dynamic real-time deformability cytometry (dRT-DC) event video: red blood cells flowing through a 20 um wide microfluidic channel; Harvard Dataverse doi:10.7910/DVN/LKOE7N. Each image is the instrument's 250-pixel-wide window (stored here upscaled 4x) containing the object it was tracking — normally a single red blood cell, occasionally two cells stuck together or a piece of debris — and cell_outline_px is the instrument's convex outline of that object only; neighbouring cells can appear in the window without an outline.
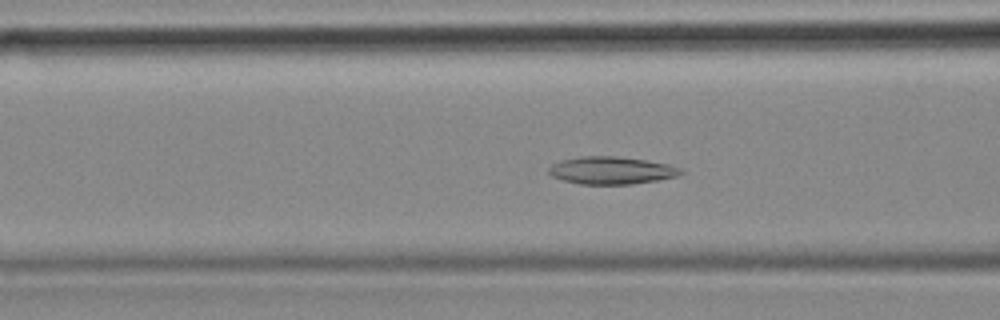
{"species": "common noctule bat (a hibernating species)", "species_latin": "Nyctalus noctula", "temperature_condition": "cold", "stored_images_in_passage": 55, "camera_frame_rate_fps": 3000, "um_per_image_px": 0.085, "animal": {"sex": "female", "body_mass_g": 18.4}, "frame": {"image": 1, "passage_image": 20, "time_ms": 6.333, "image_size_px": [1000, 320], "cell_outline_px": [[684, 172], [676, 176], [656, 180], [632, 184], [580, 184], [564, 180], [552, 176], [548, 172], [548, 168], [552, 164], [560, 160], [580, 156], [616, 156], [644, 160], [668, 164], [680, 168]], "centroid_in_image_um": [51.93, 14.48], "position_along_channel_um": 114.7, "area_um2": 21.04}}
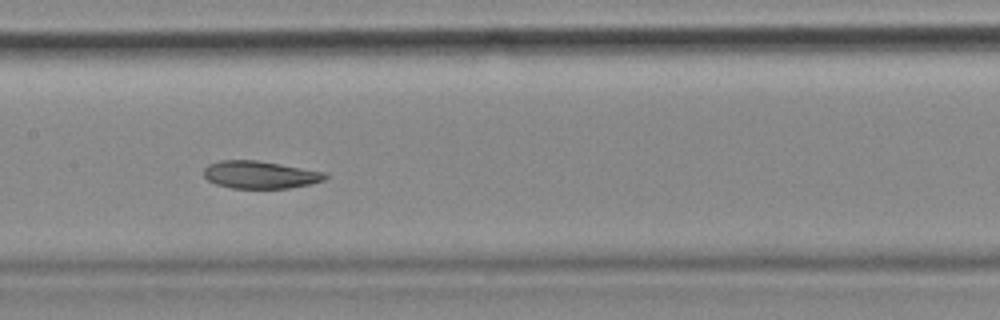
{"frame": {"image": 2, "passage_image": 26, "time_ms": 8.333, "image_size_px": [1000, 320], "cell_outline_px": [[328, 176], [324, 180], [308, 184], [288, 188], [232, 188], [216, 184], [208, 180], [204, 176], [204, 168], [208, 164], [220, 160], [256, 160], [328, 172]], "centroid_in_image_um": [22.11, 14.84], "position_along_channel_um": 185.3, "area_um2": 19.48}}
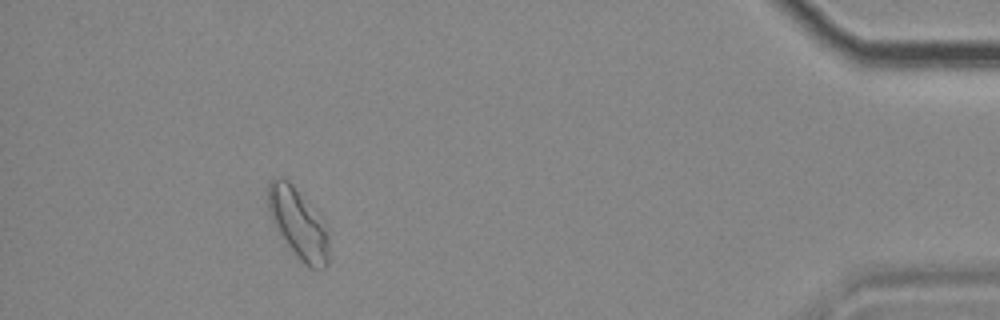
{"frame": {"image": 3, "passage_image": 50, "time_ms": 16.333, "image_size_px": [1000, 320], "cell_outline_px": [[328, 264], [324, 268], [312, 268], [304, 264], [284, 244], [272, 220], [268, 208], [268, 184], [276, 176], [284, 176], [292, 184], [328, 224]], "centroid_in_image_um": [25.36, 18.99], "position_along_channel_um": 409.8, "area_um2": 25.26}, "authors_computed_cell_mechanics": {"area_um2": 21.9062, "velocity_mm_per_s": 3.5397, "shape_relaxation_time_tau1_ms": 6.8982, "shape_relaxation_time_tau2_ms": 4.5922, "deformation_change_tau1": 0.1155, "deformation_change_tau2": 0.0894}}